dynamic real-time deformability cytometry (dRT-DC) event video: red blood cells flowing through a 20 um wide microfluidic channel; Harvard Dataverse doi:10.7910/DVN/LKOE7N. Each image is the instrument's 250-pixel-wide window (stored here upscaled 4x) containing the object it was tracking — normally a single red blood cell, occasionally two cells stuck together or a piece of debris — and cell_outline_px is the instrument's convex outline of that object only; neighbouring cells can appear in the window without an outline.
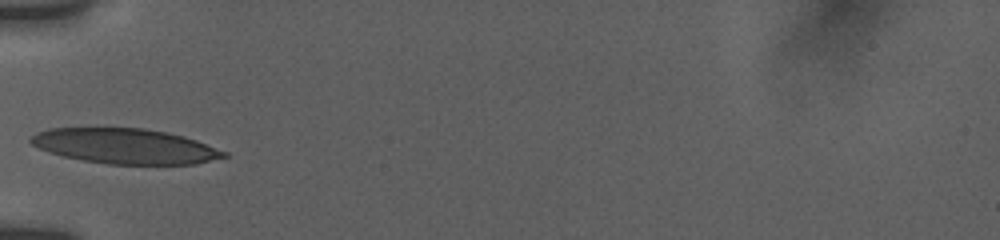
{"species": "human", "species_latin": "Homo sapiens", "temperature_condition": "room temperature", "stored_images_in_passage": 55, "camera_frame_rate_fps": 3000, "um_per_image_px": 0.085, "donor": {"sex": "female"}, "frame": {"image": 1, "passage_image": 1, "time_ms": 0.0, "image_size_px": [1000, 240], "cell_outline_px": [[228, 156], [196, 164], [108, 164], [84, 160], [64, 156], [48, 152], [32, 144], [28, 140], [28, 136], [36, 132], [48, 128], [144, 128], [168, 132], [184, 136], [196, 140], [228, 152]], "centroid_in_image_um": [10.62, 12.41], "position_along_channel_um": 74.4, "area_um2": 39.65}}
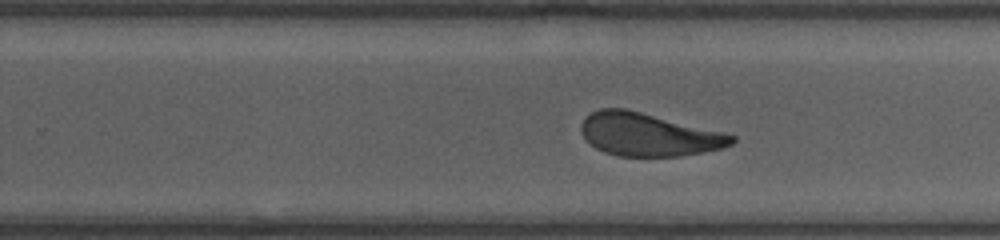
{"frame": {"image": 2, "passage_image": 33, "time_ms": 5.333, "image_size_px": [1000, 240], "cell_outline_px": [[736, 140], [732, 144], [720, 148], [680, 156], [620, 156], [604, 152], [596, 148], [584, 136], [580, 128], [580, 124], [584, 116], [600, 108], [624, 108], [724, 132], [736, 136]], "centroid_in_image_um": [55.1, 11.43], "position_along_channel_um": 274.7, "area_um2": 37.45}}
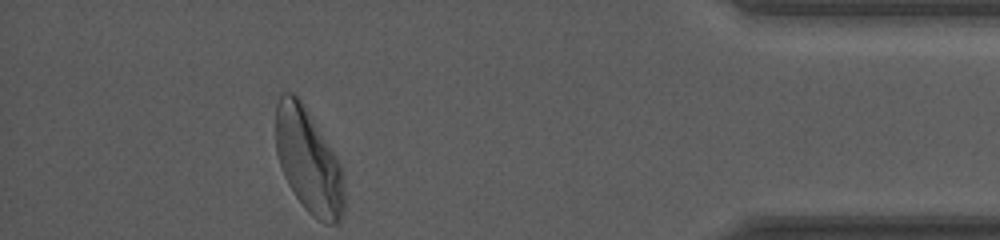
{"frame": {"image": 3, "passage_image": 55, "time_ms": 10.0, "image_size_px": [1000, 240], "cell_outline_px": [[344, 212], [340, 220], [336, 224], [324, 224], [312, 216], [304, 208], [288, 184], [284, 176], [276, 152], [276, 104], [280, 92], [296, 92], [300, 96], [340, 164], [344, 172]], "centroid_in_image_um": [26.22, 13.65], "position_along_channel_um": 409.0, "area_um2": 42.14}, "authors_computed_cell_mechanics": {"area_um2": 38.4948, "velocity_mm_per_s": 3.7533, "shape_relaxation_time_tau1_ms": 4.4163, "shape_relaxation_time_tau2_ms": 1.4371, "deformation_change_tau1": 0.1433, "deformation_change_tau2": 0.0856}}